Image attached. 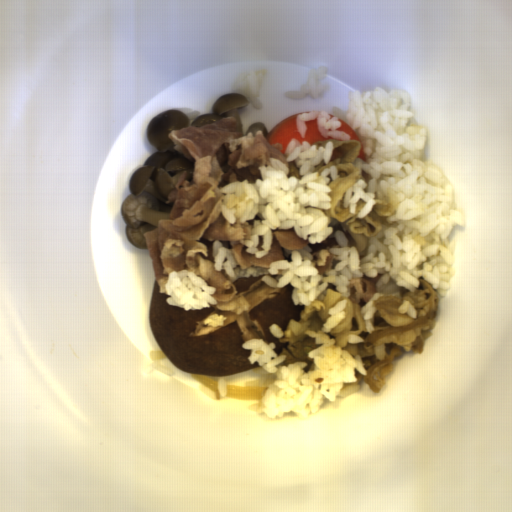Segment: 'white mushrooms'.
<instances>
[{"mask_svg":"<svg viewBox=\"0 0 512 512\" xmlns=\"http://www.w3.org/2000/svg\"><path fill=\"white\" fill-rule=\"evenodd\" d=\"M249 102L240 93L226 92L216 97L213 113L199 115L192 122L187 114L175 108L160 112L149 121L147 140L158 152L151 154L143 166L129 176L130 194L120 208L130 243L148 250L143 234L158 229L160 219H170L174 202L165 203L169 193L176 190L179 175L186 171V180H193L194 161L175 150L176 144L169 139V132L211 125L225 117H236L237 131L242 132L240 114Z\"/></svg>","mask_w":512,"mask_h":512,"instance_id":"white-mushrooms-1","label":"white mushrooms"}]
</instances>
